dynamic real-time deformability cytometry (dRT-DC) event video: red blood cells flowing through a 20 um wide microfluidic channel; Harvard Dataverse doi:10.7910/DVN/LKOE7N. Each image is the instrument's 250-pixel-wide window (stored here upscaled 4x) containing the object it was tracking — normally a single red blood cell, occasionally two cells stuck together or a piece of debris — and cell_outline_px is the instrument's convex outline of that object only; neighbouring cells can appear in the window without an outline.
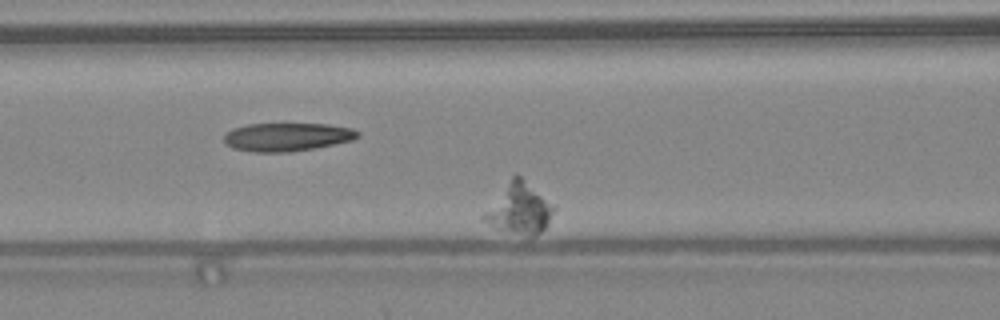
{"species": "common noctule bat (a hibernating species)", "species_latin": "Nyctalus noctula", "temperature_condition": "warm", "stored_images_in_passage": 31, "camera_frame_rate_fps": 3000, "um_per_image_px": 0.085, "animal": {"sex": "female", "body_mass_g": 24.6, "forearm_length_mm": 56.2}, "frame": {"image": 1, "passage_image": 7, "time_ms": 2.0, "image_size_px": [1000, 320], "cell_outline_px": [[556, 208], [544, 228], [540, 232], [532, 236], [528, 236], [500, 228], [480, 220], [480, 216], [512, 176], [516, 172], [552, 204]], "centroid_in_image_um": [44.11, 17.72], "position_along_channel_um": 122.5, "area_um2": 20.0}}
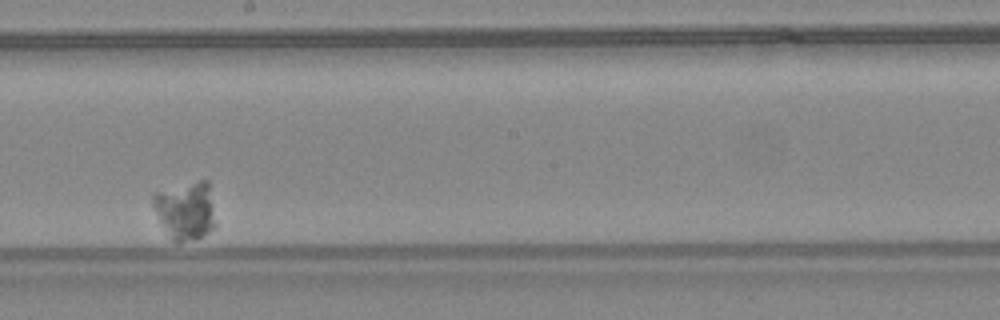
{"frame": {"image": 2, "passage_image": 18, "time_ms": 5.667, "image_size_px": [1000, 320], "cell_outline_px": [[216, 228], [192, 240], [172, 240], [160, 220], [152, 204], [152, 192], [200, 180], [208, 180], [216, 224]], "centroid_in_image_um": [15.78, 17.85], "position_along_channel_um": 232.4, "area_um2": 20.87}}
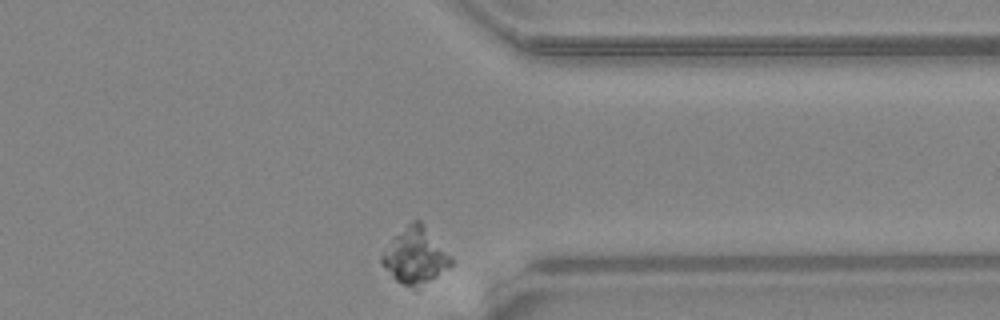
{"frame": {"image": 3, "passage_image": 31, "time_ms": 10.0, "image_size_px": [1000, 320], "cell_outline_px": [[456, 260], [448, 268], [420, 288], [412, 288], [396, 280], [380, 264], [380, 256], [392, 236], [412, 220], [420, 220]], "centroid_in_image_um": [35.3, 21.74], "position_along_channel_um": 376.1, "area_um2": 23.0}}